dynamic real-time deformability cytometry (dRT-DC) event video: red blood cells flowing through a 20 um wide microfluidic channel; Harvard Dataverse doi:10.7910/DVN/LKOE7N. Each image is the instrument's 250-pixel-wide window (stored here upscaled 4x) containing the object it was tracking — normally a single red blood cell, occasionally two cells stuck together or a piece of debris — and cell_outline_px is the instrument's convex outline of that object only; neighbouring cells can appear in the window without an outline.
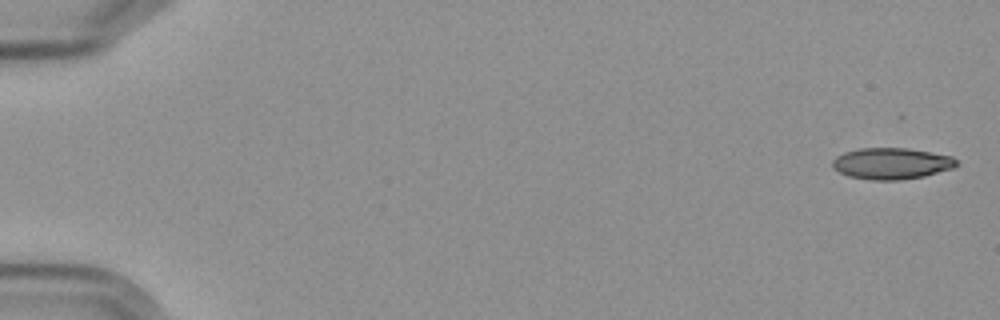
{"species": "Egyptian fruit bat (a non-hibernating species)", "species_latin": "Rousettus aegyptiacus", "temperature_condition": "cold", "stored_images_in_passage": 7, "camera_frame_rate_fps": 3000, "um_per_image_px": 0.085, "frame": {"image": 1, "passage_image": 1, "time_ms": 0.0, "image_size_px": [1000, 320], "cell_outline_px": [[960, 164], [952, 168], [924, 176], [900, 180], [872, 180], [848, 176], [832, 168], [832, 160], [836, 156], [844, 152], [860, 148], [908, 148], [952, 156]], "centroid_in_image_um": [75.76, 13.89], "position_along_channel_um": 9.2, "area_um2": 22.72}}
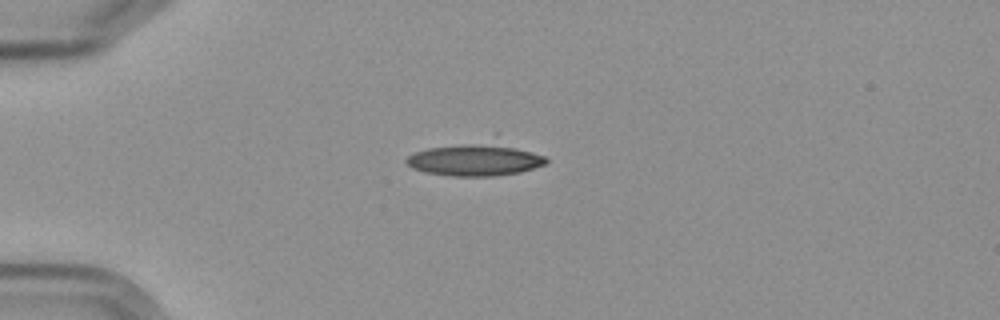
{"frame": {"image": 2, "passage_image": 5, "time_ms": 4.667, "image_size_px": [1000, 320], "cell_outline_px": [[548, 164], [520, 172], [492, 176], [452, 176], [424, 172], [412, 168], [404, 160], [408, 156], [416, 152], [428, 148], [496, 132], [544, 156], [548, 160]], "centroid_in_image_um": [40.55, 13.39], "position_along_channel_um": 44.4, "area_um2": 29.71}}
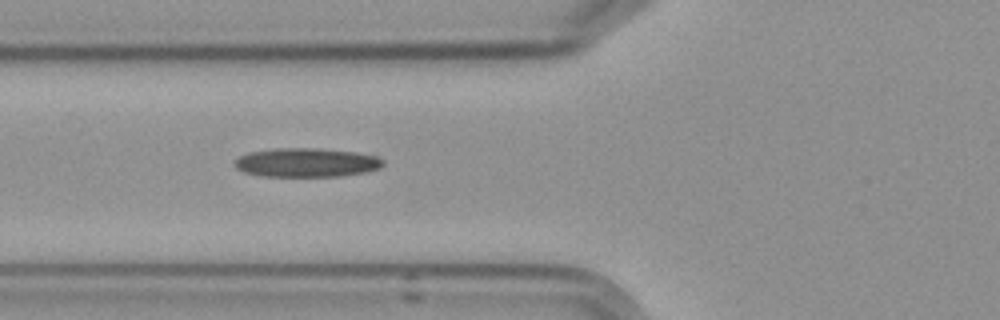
{"frame": {"image": 3, "passage_image": 7, "time_ms": 7.0, "image_size_px": [1000, 320], "cell_outline_px": [[384, 164], [380, 168], [364, 172], [340, 176], [260, 176], [244, 172], [236, 168], [232, 164], [232, 160], [248, 152], [276, 148], [316, 148], [356, 152], [376, 156], [384, 160]], "centroid_in_image_um": [26.0, 13.81], "position_along_channel_um": 99.8, "area_um2": 25.2}}